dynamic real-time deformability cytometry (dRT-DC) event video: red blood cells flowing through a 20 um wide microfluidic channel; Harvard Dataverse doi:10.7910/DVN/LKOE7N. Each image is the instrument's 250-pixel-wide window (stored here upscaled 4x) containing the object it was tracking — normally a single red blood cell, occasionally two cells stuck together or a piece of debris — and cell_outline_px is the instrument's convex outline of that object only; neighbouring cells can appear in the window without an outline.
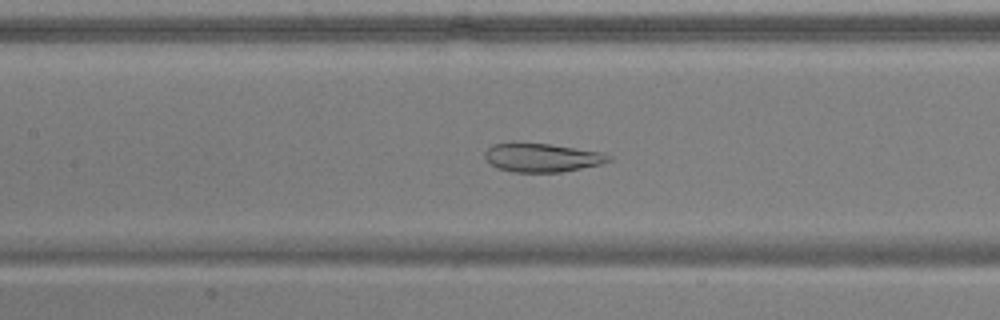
{"species": "common noctule bat (a hibernating species)", "species_latin": "Nyctalus noctula", "temperature_condition": "warm", "stored_images_in_passage": 51, "camera_frame_rate_fps": 3000, "um_per_image_px": 0.085, "animal": {"sex": "male", "body_mass_g": 17.9, "forearm_length_mm": 54.2}, "frame": {"image": 1, "passage_image": 23, "time_ms": 7.333, "image_size_px": [1000, 320], "cell_outline_px": [[612, 160], [600, 164], [560, 172], [512, 172], [496, 168], [488, 164], [484, 156], [484, 152], [492, 144], [512, 140], [548, 144], [604, 152], [612, 156]], "centroid_in_image_um": [45.99, 13.36], "position_along_channel_um": 161.4, "area_um2": 21.33}}
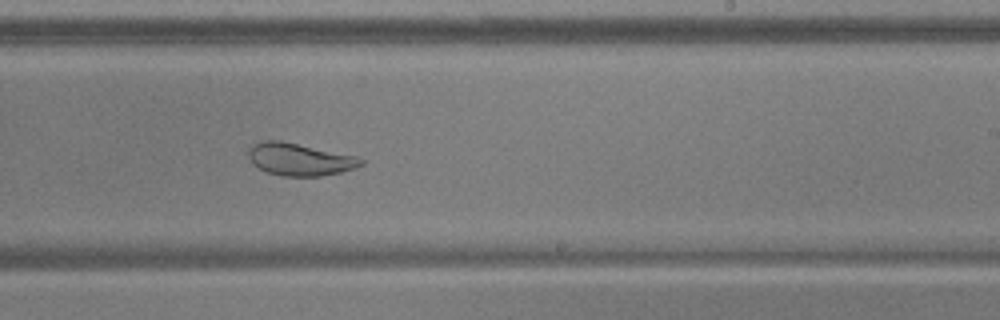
{"frame": {"image": 2, "passage_image": 31, "time_ms": 10.0, "image_size_px": [1000, 320], "cell_outline_px": [[364, 164], [340, 172], [320, 176], [280, 176], [268, 172], [252, 164], [248, 156], [248, 148], [252, 144], [264, 140], [280, 140], [356, 156], [364, 160]], "centroid_in_image_um": [25.43, 13.54], "position_along_channel_um": 263.6, "area_um2": 21.15}}
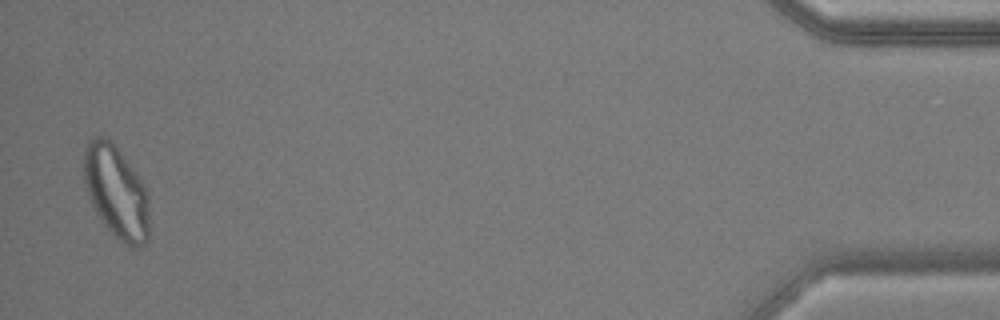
{"frame": {"image": 3, "passage_image": 50, "time_ms": 16.333, "image_size_px": [1000, 320], "cell_outline_px": [[148, 240], [144, 244], [132, 248], [128, 248], [104, 224], [96, 212], [88, 196], [84, 180], [84, 152], [88, 140], [92, 136], [104, 136], [116, 148], [144, 184], [148, 192]], "centroid_in_image_um": [9.88, 16.34], "position_along_channel_um": 425.3, "area_um2": 34.91}}